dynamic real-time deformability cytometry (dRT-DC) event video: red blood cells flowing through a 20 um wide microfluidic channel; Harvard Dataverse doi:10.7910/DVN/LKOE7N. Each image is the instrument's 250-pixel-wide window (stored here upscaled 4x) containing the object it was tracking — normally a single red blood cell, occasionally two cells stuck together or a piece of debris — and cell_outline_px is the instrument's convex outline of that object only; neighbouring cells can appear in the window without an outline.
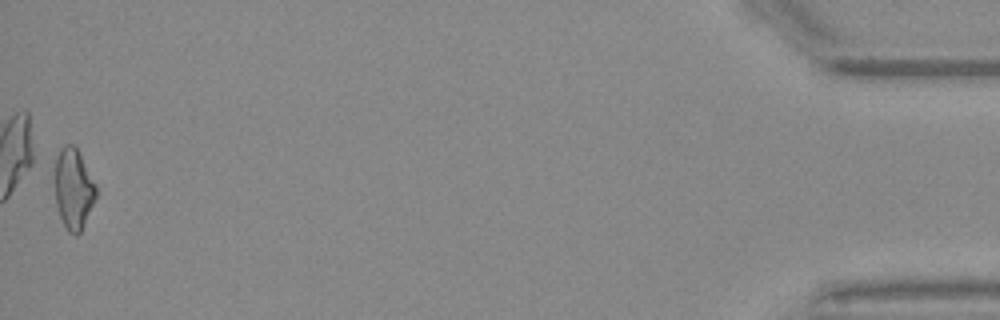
{"species": "Egyptian fruit bat (a non-hibernating species)", "species_latin": "Rousettus aegyptiacus", "temperature_condition": "warm", "stored_images_in_passage": 55, "camera_frame_rate_fps": 3000, "um_per_image_px": 0.085, "animal": {"sex": "female"}, "frame": {"image": 1, "passage_image": 55, "time_ms": 18.0, "image_size_px": [1000, 320], "cell_outline_px": [[96, 196], [80, 232], [76, 236], [68, 232], [60, 216], [56, 204], [56, 156], [60, 148], [64, 144], [72, 144], [76, 148], [96, 184]], "centroid_in_image_um": [6.24, 16.04], "position_along_channel_um": 429.0, "area_um2": 18.9}, "authors_computed_cell_mechanics": {"area_um2": 19.363, "velocity_mm_per_s": 3.7166, "shape_relaxation_time_tau1_ms": null, "shape_relaxation_time_tau2_ms": 2.7299, "deformation_change_tau1": null, "deformation_change_tau2": 0.1194}}